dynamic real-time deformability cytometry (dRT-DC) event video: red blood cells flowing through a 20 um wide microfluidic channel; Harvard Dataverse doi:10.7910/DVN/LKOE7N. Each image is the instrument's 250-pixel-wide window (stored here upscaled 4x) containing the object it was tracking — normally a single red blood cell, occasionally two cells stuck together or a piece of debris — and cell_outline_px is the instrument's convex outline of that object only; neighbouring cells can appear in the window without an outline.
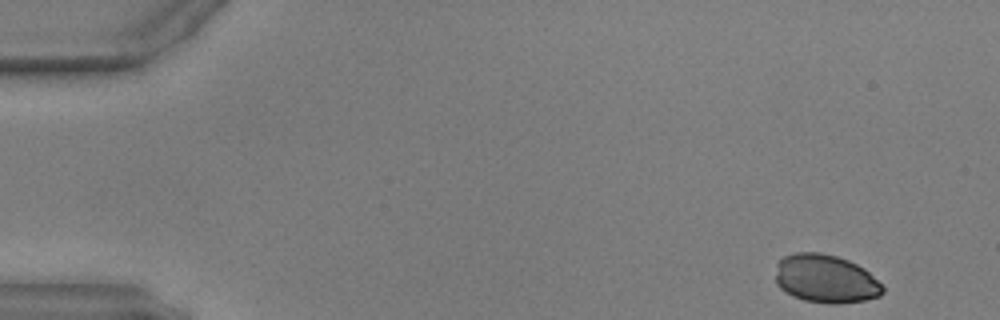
{"species": "common noctule bat (a hibernating species)", "species_latin": "Nyctalus noctula", "temperature_condition": "warm", "stored_images_in_passage": 48, "camera_frame_rate_fps": 3000, "um_per_image_px": 0.085, "animal": {"sex": "male", "body_mass_g": 17.9, "forearm_length_mm": 54.2}, "frame": {"image": 1, "passage_image": 1, "time_ms": 0.0, "image_size_px": [1000, 320], "cell_outline_px": [[884, 292], [880, 296], [864, 300], [840, 304], [828, 304], [804, 300], [792, 296], [780, 288], [776, 284], [776, 264], [784, 256], [796, 252], [820, 252], [836, 256], [848, 260], [864, 268], [884, 288]], "centroid_in_image_um": [70.16, 23.7], "position_along_channel_um": 14.8, "area_um2": 30.29}}
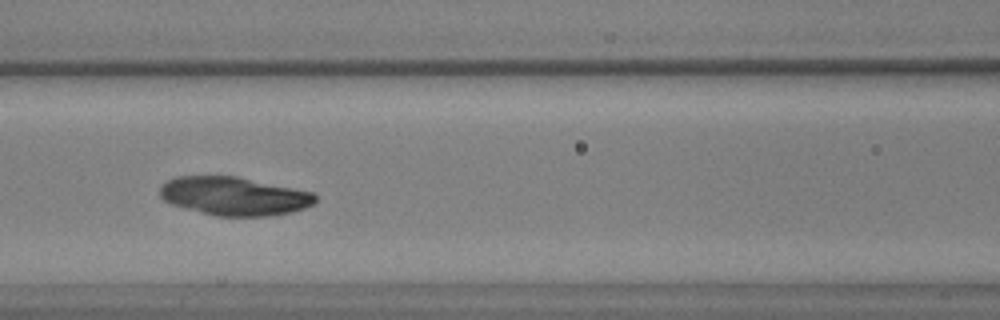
{"frame": {"image": 2, "passage_image": 20, "time_ms": 6.333, "image_size_px": [1000, 320], "cell_outline_px": [[316, 200], [312, 204], [304, 208], [292, 212], [264, 216], [216, 216], [172, 204], [164, 200], [160, 196], [160, 188], [168, 180], [176, 176], [236, 176], [312, 192], [316, 196]], "centroid_in_image_um": [19.89, 16.67], "position_along_channel_um": 146.7, "area_um2": 34.45}}
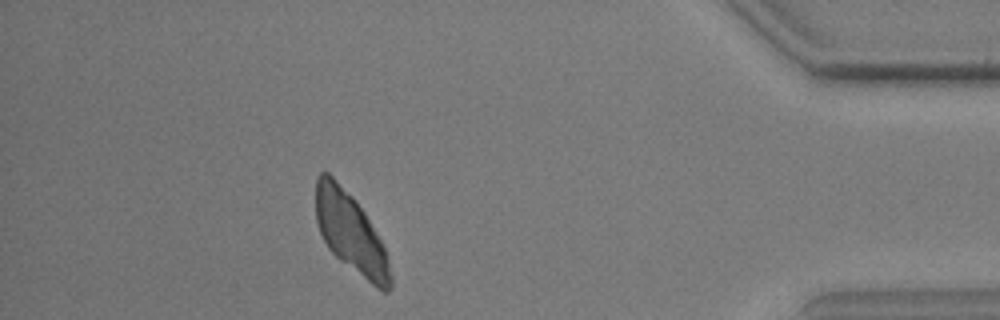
{"frame": {"image": 3, "passage_image": 43, "time_ms": 14.0, "image_size_px": [1000, 320], "cell_outline_px": [[392, 288], [388, 292], [384, 292], [376, 288], [340, 260], [328, 248], [320, 232], [316, 220], [316, 176], [320, 172], [328, 172], [356, 200], [364, 212], [380, 240], [384, 248], [388, 260], [392, 276]], "centroid_in_image_um": [29.8, 19.8], "position_along_channel_um": 405.4, "area_um2": 34.51}}